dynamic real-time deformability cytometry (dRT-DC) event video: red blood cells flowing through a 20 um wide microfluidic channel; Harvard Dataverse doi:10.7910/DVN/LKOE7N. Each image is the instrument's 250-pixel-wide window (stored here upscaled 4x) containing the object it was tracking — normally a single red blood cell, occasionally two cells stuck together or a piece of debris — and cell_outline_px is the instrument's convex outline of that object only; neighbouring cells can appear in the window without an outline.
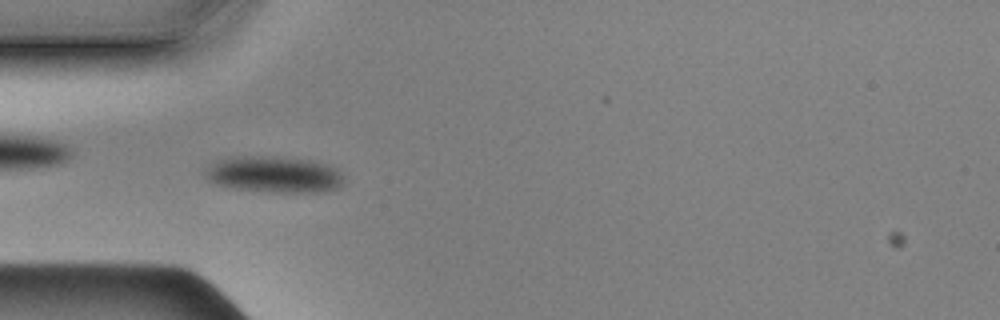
{"species": "Egyptian fruit bat (a non-hibernating species)", "species_latin": "Rousettus aegyptiacus", "temperature_condition": "cold", "stored_images_in_passage": 57, "camera_frame_rate_fps": 3000, "um_per_image_px": 0.085, "animal": {"sex": "male"}, "frame": {"image": 1, "passage_image": 17, "time_ms": 5.333, "image_size_px": [1000, 320], "cell_outline_px": [[344, 176], [340, 184], [336, 188], [316, 192], [272, 192], [236, 188], [216, 184], [208, 180], [208, 172], [212, 164], [216, 160], [232, 156], [252, 156], [312, 160], [336, 168]], "centroid_in_image_um": [23.31, 14.83], "position_along_channel_um": 61.7, "area_um2": 28.67}}
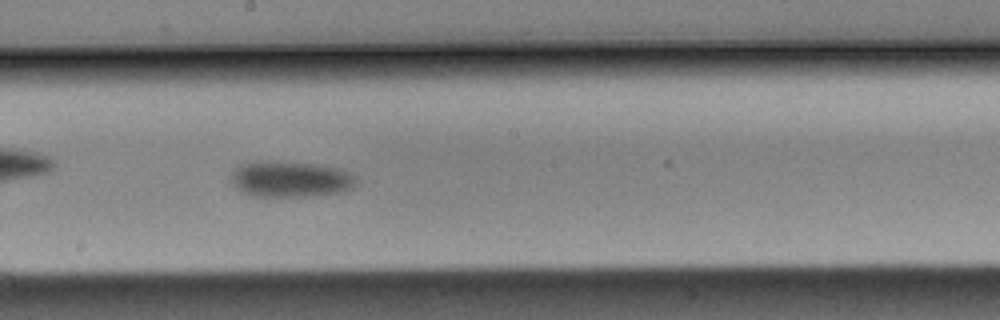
{"frame": {"image": 2, "passage_image": 31, "time_ms": 10.0, "image_size_px": [1000, 320], "cell_outline_px": [[356, 180], [352, 188], [340, 192], [308, 196], [248, 196], [240, 192], [232, 184], [228, 176], [240, 164], [256, 160], [276, 160], [312, 164], [340, 168], [348, 172]], "centroid_in_image_um": [24.57, 15.21], "position_along_channel_um": 223.6, "area_um2": 26.59}}
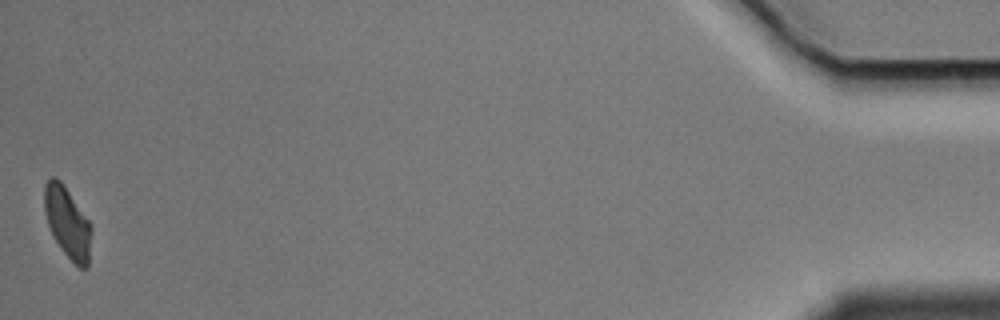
{"frame": {"image": 3, "passage_image": 57, "time_ms": 18.667, "image_size_px": [1000, 320], "cell_outline_px": [[92, 232], [88, 268], [80, 268], [60, 248], [48, 224], [44, 208], [44, 184], [52, 176], [56, 176], [64, 184], [92, 224]], "centroid_in_image_um": [5.76, 18.88], "position_along_channel_um": 429.4, "area_um2": 19.54}, "authors_computed_cell_mechanics": {"area_um2": 25.0274, "velocity_mm_per_s": 3.4879, "shape_relaxation_time_tau1_ms": 2.1497, "shape_relaxation_time_tau2_ms": null, "deformation_change_tau1": 0.0609, "deformation_change_tau2": null}}